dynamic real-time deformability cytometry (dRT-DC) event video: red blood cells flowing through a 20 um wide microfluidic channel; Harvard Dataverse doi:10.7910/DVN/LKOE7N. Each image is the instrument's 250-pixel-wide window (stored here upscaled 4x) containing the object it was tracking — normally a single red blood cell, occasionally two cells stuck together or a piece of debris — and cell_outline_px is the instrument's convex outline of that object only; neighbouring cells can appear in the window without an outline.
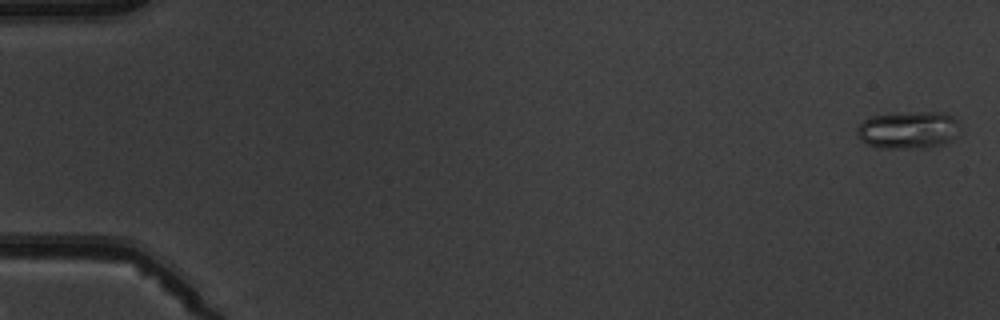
{"species": "common noctule bat (a hibernating species)", "species_latin": "Nyctalus noctula", "temperature_condition": "warm", "stored_images_in_passage": 6, "camera_frame_rate_fps": 3000, "um_per_image_px": 0.085, "animal": {"sex": "male", "body_mass_g": 19.5, "forearm_length_mm": 54.6}, "frame": {"image": 1, "passage_image": 1, "time_ms": 0.0, "image_size_px": [1000, 320], "cell_outline_px": [[960, 124], [952, 140], [944, 144], [924, 148], [880, 148], [868, 144], [860, 140], [856, 136], [856, 128], [864, 120], [872, 116], [892, 112], [948, 112]], "centroid_in_image_um": [77.18, 11.03], "position_along_channel_um": 7.8, "area_um2": 22.83}}